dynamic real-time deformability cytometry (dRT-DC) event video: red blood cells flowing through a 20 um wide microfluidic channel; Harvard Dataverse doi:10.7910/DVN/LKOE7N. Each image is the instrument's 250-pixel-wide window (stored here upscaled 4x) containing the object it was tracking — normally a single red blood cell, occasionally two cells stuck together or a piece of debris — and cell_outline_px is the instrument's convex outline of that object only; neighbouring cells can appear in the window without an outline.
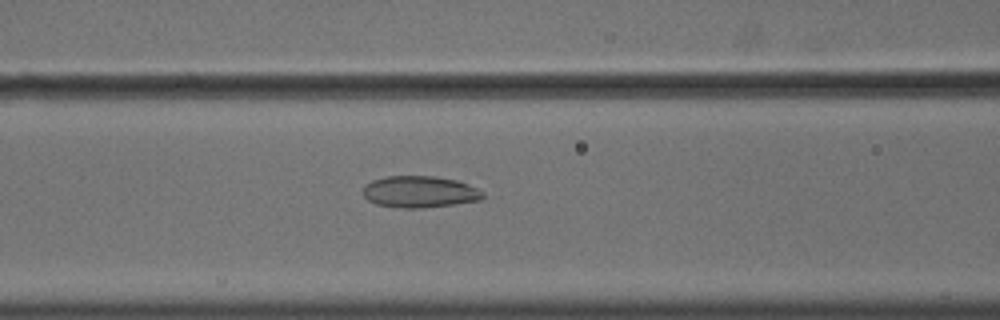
{"species": "common noctule bat (a hibernating species)", "species_latin": "Nyctalus noctula", "temperature_condition": "cold", "stored_images_in_passage": 12, "camera_frame_rate_fps": 3000, "um_per_image_px": 0.085, "animal": {"sex": "male", "body_mass_g": 18.8}, "frame": {"image": 1, "passage_image": 7, "time_ms": 2.0, "image_size_px": [1000, 320], "cell_outline_px": [[484, 196], [480, 200], [424, 208], [404, 208], [376, 204], [368, 200], [364, 196], [364, 184], [372, 180], [384, 176], [436, 176], [456, 180], [468, 184], [484, 192]], "centroid_in_image_um": [35.66, 16.29], "position_along_channel_um": 130.9, "area_um2": 22.08}}
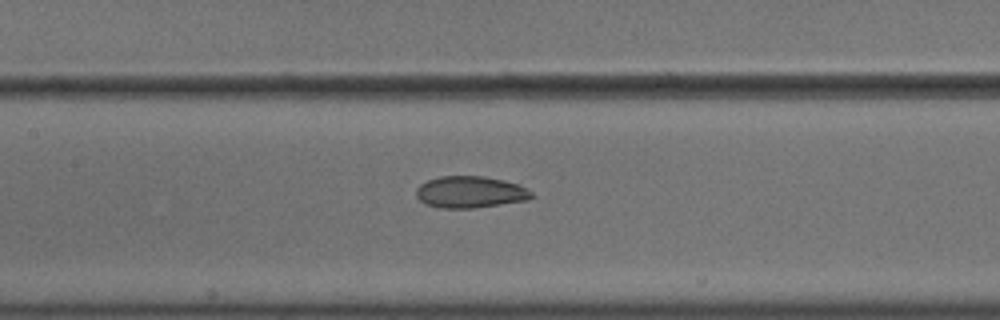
{"frame": {"image": 2, "passage_image": 10, "time_ms": 3.0, "image_size_px": [1000, 320], "cell_outline_px": [[536, 196], [528, 200], [476, 208], [440, 208], [424, 204], [416, 196], [416, 188], [420, 184], [428, 180], [440, 176], [484, 176], [504, 180], [516, 184], [532, 192]], "centroid_in_image_um": [39.96, 16.33], "position_along_channel_um": 167.4, "area_um2": 21.44}}